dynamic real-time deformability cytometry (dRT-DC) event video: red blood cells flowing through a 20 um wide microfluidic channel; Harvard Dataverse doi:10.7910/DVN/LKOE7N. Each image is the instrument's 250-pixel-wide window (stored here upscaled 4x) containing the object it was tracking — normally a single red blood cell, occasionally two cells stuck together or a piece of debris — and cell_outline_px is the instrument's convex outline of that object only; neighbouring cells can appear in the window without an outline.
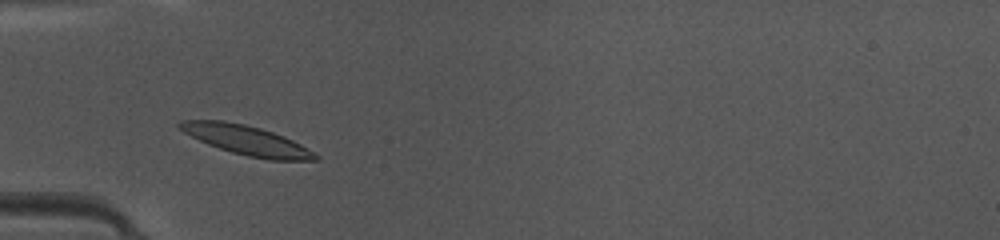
{"species": "common noctule bat (a hibernating species)", "species_latin": "Nyctalus noctula", "temperature_condition": "warm", "stored_images_in_passage": 40, "camera_frame_rate_fps": 3000, "um_per_image_px": 0.085, "animal": {"sex": "female", "body_mass_g": 10.0, "forearm_length_mm": 53.1}, "frame": {"image": 1, "passage_image": 8, "time_ms": 2.333, "image_size_px": [1000, 240], "cell_outline_px": [[320, 160], [272, 160], [248, 156], [232, 152], [208, 144], [184, 132], [176, 124], [180, 120], [224, 120], [244, 124], [260, 128], [284, 136], [308, 148], [320, 156]], "centroid_in_image_um": [20.98, 11.91], "position_along_channel_um": 64.0, "area_um2": 23.12}}
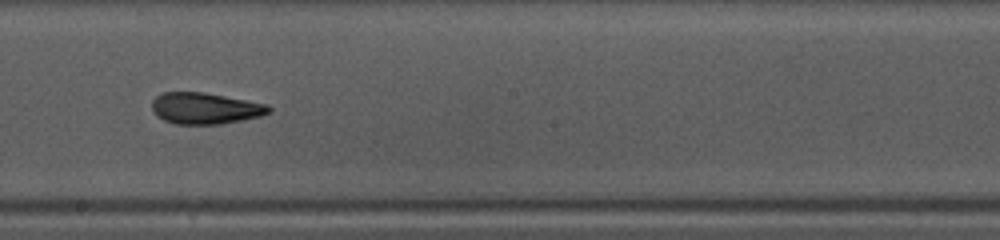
{"frame": {"image": 2, "passage_image": 20, "time_ms": 6.333, "image_size_px": [1000, 240], "cell_outline_px": [[272, 112], [260, 116], [220, 124], [176, 124], [164, 120], [156, 116], [152, 108], [152, 100], [156, 96], [164, 92], [204, 92], [268, 104], [272, 108]], "centroid_in_image_um": [17.45, 9.2], "position_along_channel_um": 230.8, "area_um2": 21.39}}
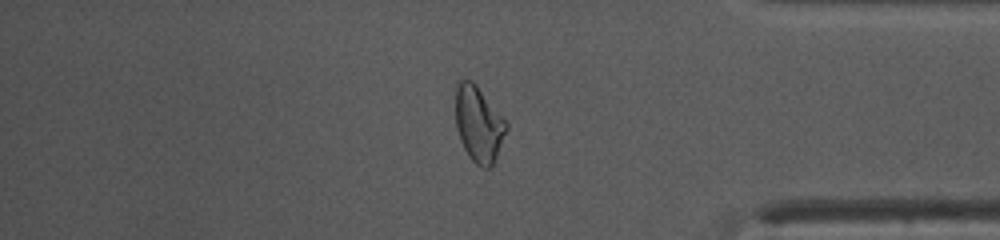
{"frame": {"image": 3, "passage_image": 33, "time_ms": 10.667, "image_size_px": [1000, 240], "cell_outline_px": [[508, 128], [496, 156], [492, 164], [488, 168], [480, 168], [468, 156], [460, 140], [456, 128], [456, 88], [460, 80], [472, 80], [476, 84], [508, 120]], "centroid_in_image_um": [40.71, 10.53], "position_along_channel_um": 394.5, "area_um2": 22.6}, "authors_computed_cell_mechanics": {"area_um2": 21.5594, "velocity_mm_per_s": 4.1992, "shape_relaxation_time_tau1_ms": null, "shape_relaxation_time_tau2_ms": 2.5978, "deformation_change_tau1": null, "deformation_change_tau2": 0.0812}}